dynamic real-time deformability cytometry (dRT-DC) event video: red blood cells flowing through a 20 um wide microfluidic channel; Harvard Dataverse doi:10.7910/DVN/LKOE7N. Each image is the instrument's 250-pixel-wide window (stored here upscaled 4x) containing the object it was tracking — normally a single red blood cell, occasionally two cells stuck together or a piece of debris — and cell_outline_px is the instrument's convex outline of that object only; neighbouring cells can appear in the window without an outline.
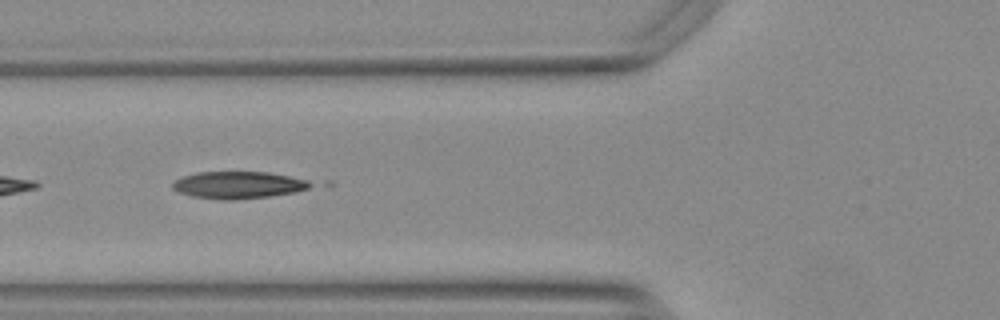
{"species": "Egyptian fruit bat (a non-hibernating species)", "species_latin": "Rousettus aegyptiacus", "temperature_condition": "warm", "stored_images_in_passage": 19, "camera_frame_rate_fps": 3000, "um_per_image_px": 0.085, "animal": {"sex": "female"}, "frame": {"image": 1, "passage_image": 10, "time_ms": 3.0, "image_size_px": [1000, 320], "cell_outline_px": [[316, 184], [308, 188], [292, 192], [268, 196], [236, 200], [224, 200], [192, 196], [180, 192], [172, 188], [172, 184], [176, 180], [184, 176], [196, 172], [268, 172], [308, 180]], "centroid_in_image_um": [20.26, 15.72], "position_along_channel_um": 105.5, "area_um2": 21.56}}
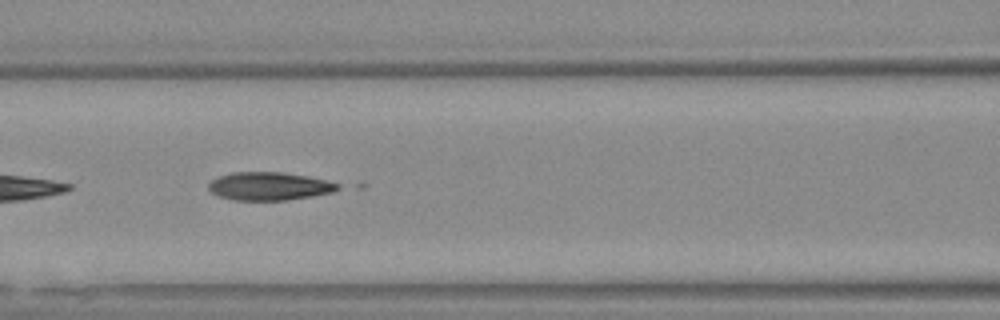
{"frame": {"image": 2, "passage_image": 13, "time_ms": 4.0, "image_size_px": [1000, 320], "cell_outline_px": [[340, 188], [332, 192], [312, 196], [288, 200], [232, 200], [220, 196], [212, 192], [208, 188], [208, 184], [212, 180], [220, 176], [232, 172], [280, 172], [308, 176], [340, 184]], "centroid_in_image_um": [22.88, 15.83], "position_along_channel_um": 143.7, "area_um2": 21.04}}